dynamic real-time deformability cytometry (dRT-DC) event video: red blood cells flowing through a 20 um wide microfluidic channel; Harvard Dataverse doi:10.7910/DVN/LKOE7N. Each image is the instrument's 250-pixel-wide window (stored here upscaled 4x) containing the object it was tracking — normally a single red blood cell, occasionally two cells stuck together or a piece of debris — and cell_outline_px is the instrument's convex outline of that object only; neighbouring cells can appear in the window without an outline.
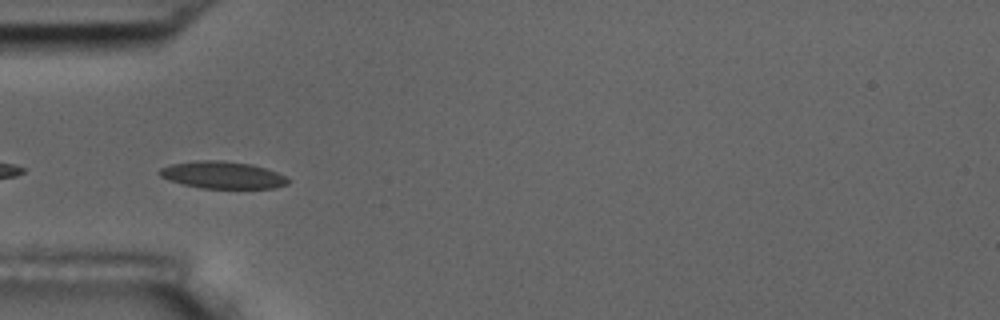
{"species": "common noctule bat (a hibernating species)", "species_latin": "Nyctalus noctula", "temperature_condition": "room temperature", "stored_images_in_passage": 25, "camera_frame_rate_fps": 3000, "um_per_image_px": 0.085, "animal": {"sex": "male", "body_mass_g": 17.5, "forearm_length_mm": 52.3}, "frame": {"image": 1, "passage_image": 2, "time_ms": 0.333, "image_size_px": [1000, 320], "cell_outline_px": [[288, 184], [272, 188], [200, 188], [168, 180], [160, 176], [156, 172], [160, 168], [172, 164], [196, 160], [220, 160], [252, 164], [276, 172], [284, 176], [288, 180]], "centroid_in_image_um": [18.86, 14.87], "position_along_channel_um": 66.1, "area_um2": 20.23}}